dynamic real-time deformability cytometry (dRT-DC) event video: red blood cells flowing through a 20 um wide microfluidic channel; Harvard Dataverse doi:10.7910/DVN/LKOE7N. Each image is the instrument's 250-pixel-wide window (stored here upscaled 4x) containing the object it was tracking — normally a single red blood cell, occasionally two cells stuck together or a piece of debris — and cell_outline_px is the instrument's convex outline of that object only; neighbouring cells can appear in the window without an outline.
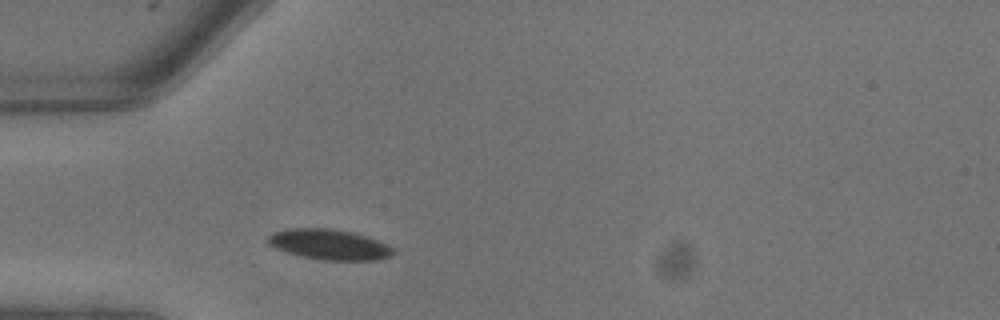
{"species": "common noctule bat (a hibernating species)", "species_latin": "Nyctalus noctula", "temperature_condition": "warm", "stored_images_in_passage": 2, "camera_frame_rate_fps": 3000, "um_per_image_px": 0.085, "animal": {"sex": "male", "body_mass_g": 13.3}, "frame": {"image": 1, "passage_image": 2, "time_ms": 0.333, "image_size_px": [1000, 320], "cell_outline_px": [[392, 256], [380, 260], [320, 260], [300, 256], [276, 248], [268, 244], [268, 236], [272, 232], [288, 228], [332, 228], [352, 232], [368, 236], [392, 248]], "centroid_in_image_um": [27.96, 20.78], "position_along_channel_um": 57.0, "area_um2": 22.2}}